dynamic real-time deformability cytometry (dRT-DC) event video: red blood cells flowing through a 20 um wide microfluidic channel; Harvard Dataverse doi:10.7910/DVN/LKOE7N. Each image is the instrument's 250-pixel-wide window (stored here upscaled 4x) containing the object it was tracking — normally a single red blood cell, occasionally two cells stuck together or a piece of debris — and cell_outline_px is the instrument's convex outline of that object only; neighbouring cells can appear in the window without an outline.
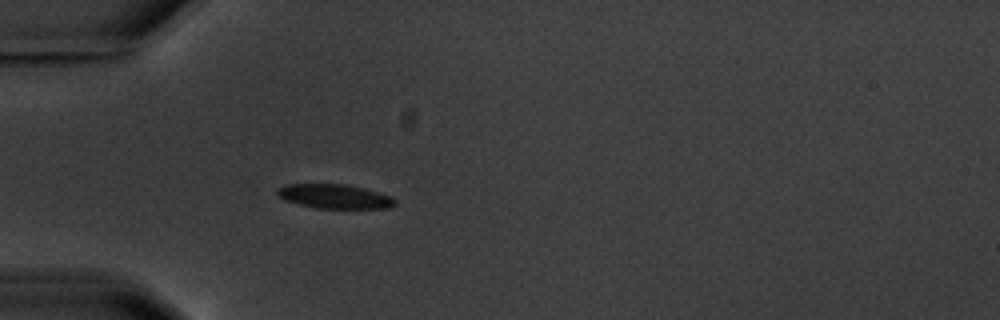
{"species": "common noctule bat (a hibernating species)", "species_latin": "Nyctalus noctula", "temperature_condition": "warm", "stored_images_in_passage": 2, "camera_frame_rate_fps": 3000, "um_per_image_px": 0.085, "animal": {"sex": "male", "body_mass_g": 20.1, "forearm_length_mm": 53.5}, "frame": {"image": 1, "passage_image": 2, "time_ms": 2.333, "image_size_px": [1000, 320], "cell_outline_px": [[396, 204], [392, 208], [316, 208], [284, 200], [276, 196], [276, 188], [284, 184], [348, 184], [392, 196], [396, 200]], "centroid_in_image_um": [28.42, 16.69], "position_along_channel_um": 56.6, "area_um2": 16.82}}